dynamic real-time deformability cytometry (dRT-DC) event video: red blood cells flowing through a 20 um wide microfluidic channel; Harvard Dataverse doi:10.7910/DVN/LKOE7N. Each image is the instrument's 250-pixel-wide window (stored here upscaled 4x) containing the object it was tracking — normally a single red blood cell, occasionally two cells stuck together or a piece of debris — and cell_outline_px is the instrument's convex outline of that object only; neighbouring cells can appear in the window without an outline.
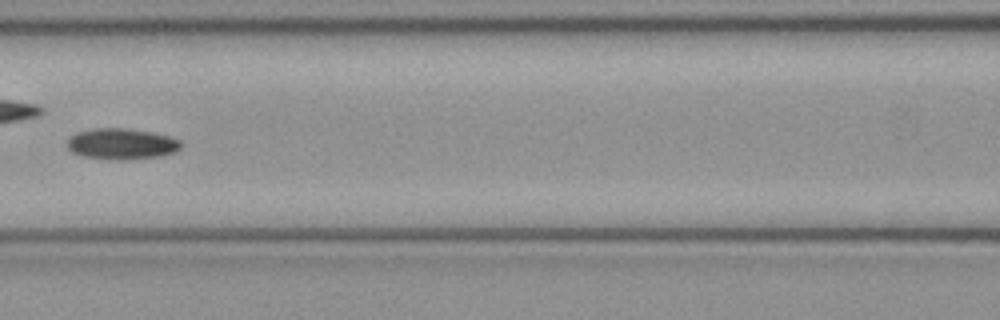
{"species": "common noctule bat (a hibernating species)", "species_latin": "Nyctalus noctula", "temperature_condition": "cold", "stored_images_in_passage": 6, "camera_frame_rate_fps": 3000, "um_per_image_px": 0.085, "animal": {"sex": "female", "body_mass_g": 21.9}, "frame": {"image": 1, "passage_image": 5, "time_ms": 1.333, "image_size_px": [1000, 320], "cell_outline_px": [[180, 148], [176, 152], [160, 156], [128, 160], [108, 160], [80, 156], [72, 152], [68, 148], [68, 140], [76, 132], [92, 128], [128, 128], [152, 132], [168, 136], [180, 140]], "centroid_in_image_um": [10.32, 12.24], "position_along_channel_um": 156.3, "area_um2": 20.81}}
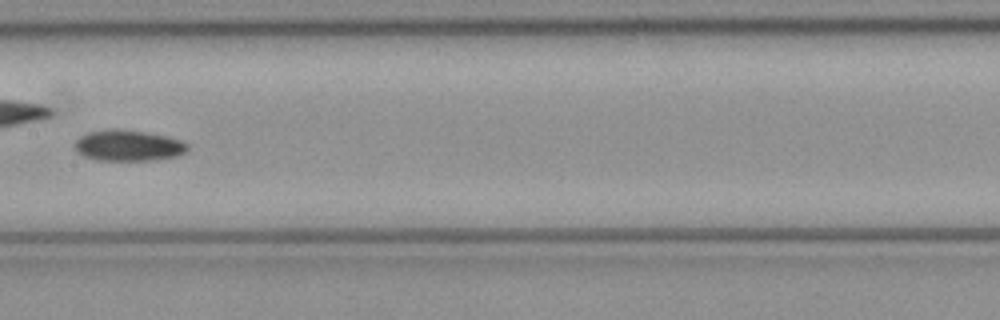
{"frame": {"image": 2, "passage_image": 6, "time_ms": 1.667, "image_size_px": [1000, 320], "cell_outline_px": [[188, 148], [184, 152], [176, 156], [152, 160], [96, 160], [84, 156], [76, 152], [76, 140], [80, 136], [88, 132], [112, 128], [144, 132], [164, 136], [180, 140], [188, 144]], "centroid_in_image_um": [10.87, 12.37], "position_along_channel_um": 196.5, "area_um2": 20.11}}